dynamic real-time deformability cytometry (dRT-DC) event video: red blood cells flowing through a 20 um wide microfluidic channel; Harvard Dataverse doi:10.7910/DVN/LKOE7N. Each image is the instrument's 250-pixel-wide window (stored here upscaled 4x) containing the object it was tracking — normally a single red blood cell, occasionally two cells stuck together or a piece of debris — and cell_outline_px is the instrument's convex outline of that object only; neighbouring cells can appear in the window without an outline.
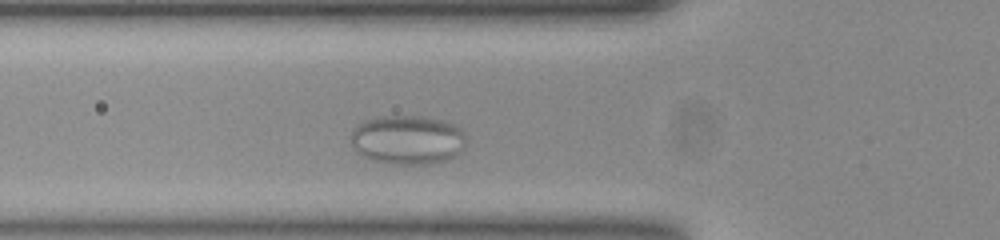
{"species": "common noctule bat (a hibernating species)", "species_latin": "Nyctalus noctula", "temperature_condition": "room temperature", "stored_images_in_passage": 37, "camera_frame_rate_fps": 3000, "um_per_image_px": 0.085, "animal": {"sex": "female", "body_mass_g": 23.0, "forearm_length_mm": 53.4}, "frame": {"image": 1, "passage_image": 6, "time_ms": 1.667, "image_size_px": [1000, 240], "cell_outline_px": [[464, 144], [460, 152], [448, 160], [428, 164], [388, 164], [372, 160], [364, 156], [352, 144], [352, 132], [360, 120], [376, 116], [424, 116], [444, 120], [460, 128], [464, 136]], "centroid_in_image_um": [34.63, 11.87], "position_along_channel_um": 91.2, "area_um2": 33.12}}
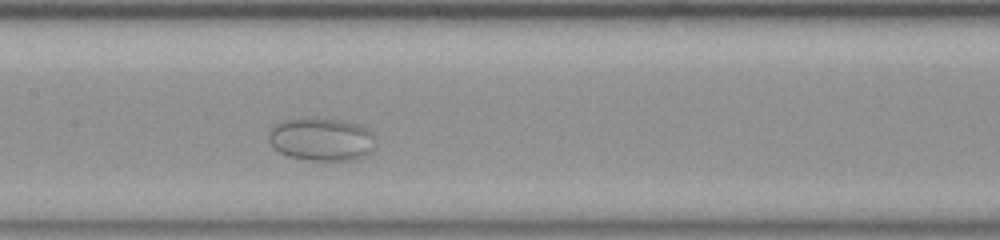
{"frame": {"image": 2, "passage_image": 14, "time_ms": 4.333, "image_size_px": [1000, 240], "cell_outline_px": [[372, 152], [356, 160], [308, 160], [288, 156], [280, 152], [268, 140], [268, 132], [276, 124], [284, 120], [308, 116], [316, 116], [340, 120], [356, 124], [364, 128], [368, 132], [372, 148]], "centroid_in_image_um": [27.24, 11.82], "position_along_channel_um": 180.2, "area_um2": 26.65}}
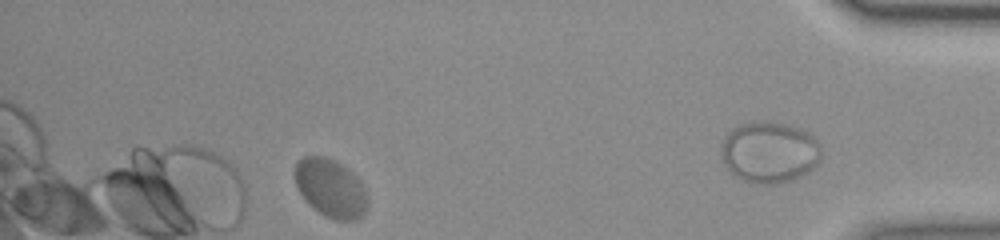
{"frame": {"image": 3, "passage_image": 31, "time_ms": 10.0, "image_size_px": [1000, 240], "cell_outline_px": [[368, 204], [364, 212], [356, 220], [336, 220], [320, 212], [308, 204], [300, 192], [296, 184], [296, 164], [304, 156], [324, 156], [336, 160], [352, 172], [356, 176], [364, 188], [368, 196]], "centroid_in_image_um": [28.13, 15.98], "position_along_channel_um": 407.1, "area_um2": 24.39}, "authors_computed_cell_mechanics": {"area_um2": 27.9174, "velocity_mm_per_s": 3.3597, "shape_relaxation_time_tau1_ms": 0.7551, "shape_relaxation_time_tau2_ms": null, "deformation_change_tau1": 0.0149, "deformation_change_tau2": null}}